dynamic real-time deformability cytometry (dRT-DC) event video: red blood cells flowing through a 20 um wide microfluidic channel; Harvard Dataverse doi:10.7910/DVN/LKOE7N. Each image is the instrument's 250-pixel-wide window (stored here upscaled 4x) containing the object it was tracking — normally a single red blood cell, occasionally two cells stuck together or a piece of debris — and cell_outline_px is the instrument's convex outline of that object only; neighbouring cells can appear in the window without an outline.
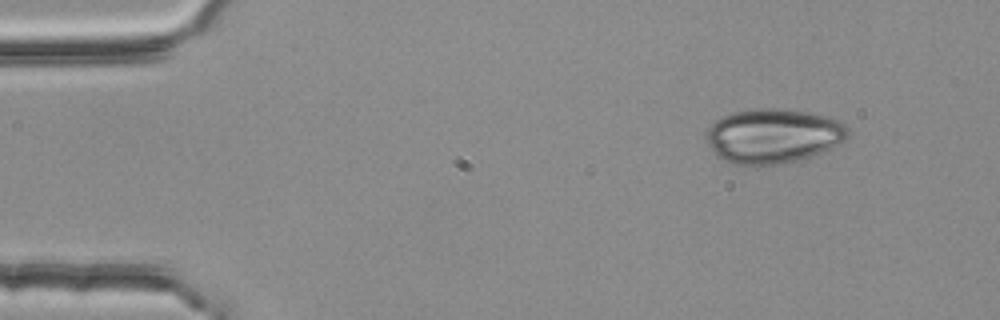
{"species": "common noctule bat (a hibernating species)", "species_latin": "Nyctalus noctula", "temperature_condition": "room temperature", "stored_images_in_passage": 3, "camera_frame_rate_fps": 3000, "um_per_image_px": 0.085, "animal": {"sex": "female", "body_mass_g": 25.1}, "frame": {"image": 1, "passage_image": 1, "time_ms": 0.0, "image_size_px": [1000, 320], "cell_outline_px": [[848, 136], [844, 140], [812, 156], [784, 164], [736, 164], [724, 160], [716, 156], [712, 152], [708, 144], [708, 128], [716, 120], [732, 112], [752, 108], [784, 108], [812, 112], [836, 120], [844, 124], [848, 128]], "centroid_in_image_um": [65.7, 11.53], "position_along_channel_um": 19.3, "area_um2": 44.85}}